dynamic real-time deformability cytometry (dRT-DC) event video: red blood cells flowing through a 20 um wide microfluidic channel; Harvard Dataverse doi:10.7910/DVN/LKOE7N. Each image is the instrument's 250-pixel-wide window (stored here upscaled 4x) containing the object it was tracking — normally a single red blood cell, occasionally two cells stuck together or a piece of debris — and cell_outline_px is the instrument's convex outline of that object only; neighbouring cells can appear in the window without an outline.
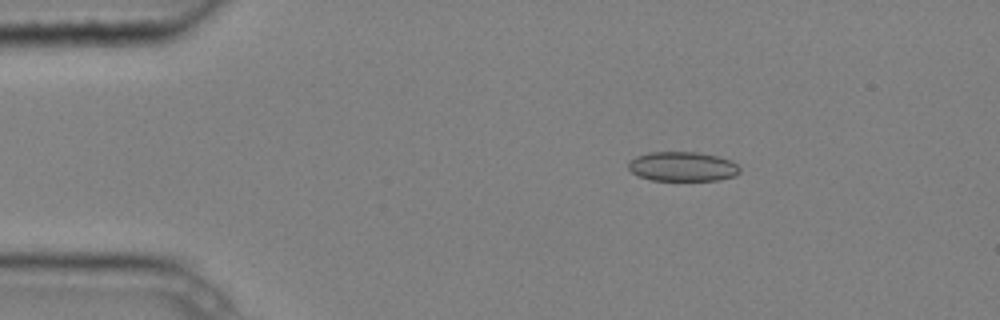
{"species": "common noctule bat (a hibernating species)", "species_latin": "Nyctalus noctula", "temperature_condition": "cold", "stored_images_in_passage": 4, "camera_frame_rate_fps": 3000, "um_per_image_px": 0.085, "animal": {"sex": "male", "body_mass_g": 20.4}, "frame": {"image": 1, "passage_image": 3, "time_ms": 0.667, "image_size_px": [1000, 320], "cell_outline_px": [[740, 172], [736, 176], [716, 180], [652, 180], [640, 176], [632, 172], [628, 168], [628, 164], [636, 156], [648, 152], [696, 152], [716, 156], [728, 160], [736, 164], [740, 168]], "centroid_in_image_um": [58.01, 14.15], "position_along_channel_um": 27.0, "area_um2": 18.96}}